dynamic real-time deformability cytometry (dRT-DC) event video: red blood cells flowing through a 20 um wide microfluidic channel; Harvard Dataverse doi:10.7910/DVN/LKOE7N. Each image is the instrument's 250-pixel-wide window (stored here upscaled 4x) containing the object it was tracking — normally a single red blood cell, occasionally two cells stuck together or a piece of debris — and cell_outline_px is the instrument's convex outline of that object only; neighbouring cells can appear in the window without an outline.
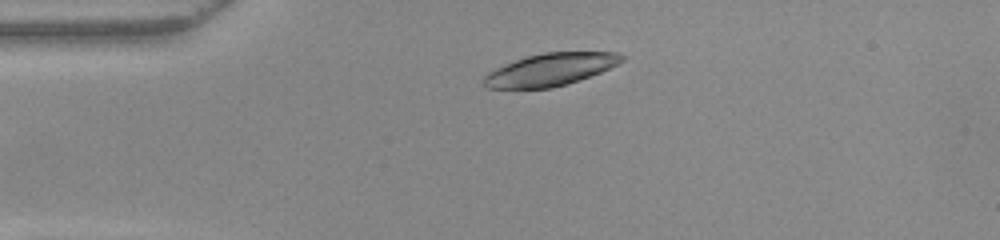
{"species": "common noctule bat (a hibernating species)", "species_latin": "Nyctalus noctula", "temperature_condition": "warm", "stored_images_in_passage": 47, "camera_frame_rate_fps": 3000, "um_per_image_px": 0.085, "animal": {"sex": "female", "body_mass_g": 22.0, "forearm_length_mm": 56.7}, "frame": {"image": 1, "passage_image": 7, "time_ms": 2.0, "image_size_px": [1000, 240], "cell_outline_px": [[624, 60], [600, 72], [552, 88], [484, 88], [484, 76], [488, 72], [496, 68], [516, 60], [528, 56], [544, 52], [616, 52], [624, 56]], "centroid_in_image_um": [46.75, 5.91], "position_along_channel_um": 38.2, "area_um2": 25.55}}
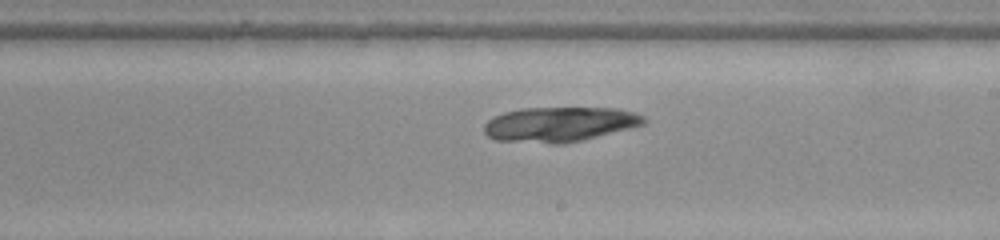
{"frame": {"image": 2, "passage_image": 25, "time_ms": 8.0, "image_size_px": [1000, 240], "cell_outline_px": [[648, 120], [644, 124], [584, 140], [564, 144], [552, 144], [496, 140], [488, 136], [484, 132], [484, 124], [492, 116], [504, 112], [520, 108], [616, 108], [636, 112], [644, 116]], "centroid_in_image_um": [47.56, 10.56], "position_along_channel_um": 241.4, "area_um2": 32.71}}
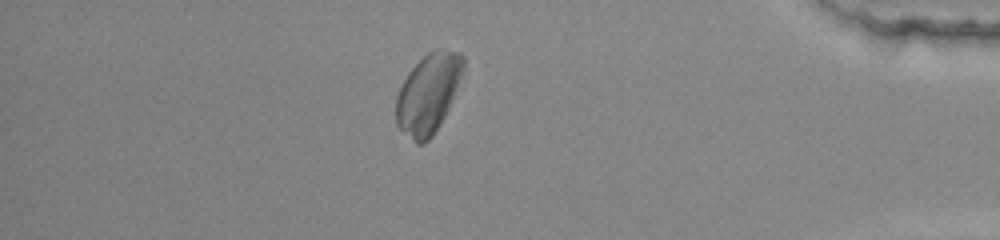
{"frame": {"image": 3, "passage_image": 40, "time_ms": 13.0, "image_size_px": [1000, 240], "cell_outline_px": [[464, 68], [448, 108], [440, 124], [432, 136], [424, 144], [416, 144], [396, 124], [396, 96], [408, 72], [428, 52], [436, 48], [440, 48], [460, 52], [464, 56]], "centroid_in_image_um": [36.39, 7.94], "position_along_channel_um": 398.8, "area_um2": 30.87}}